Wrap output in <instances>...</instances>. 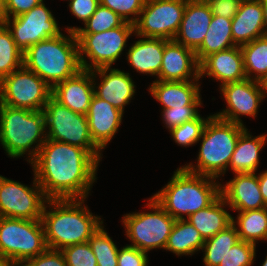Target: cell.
<instances>
[{"mask_svg": "<svg viewBox=\"0 0 267 266\" xmlns=\"http://www.w3.org/2000/svg\"><path fill=\"white\" fill-rule=\"evenodd\" d=\"M30 163L48 199H86L99 165L86 149L50 139Z\"/></svg>", "mask_w": 267, "mask_h": 266, "instance_id": "6da1fadb", "label": "cell"}, {"mask_svg": "<svg viewBox=\"0 0 267 266\" xmlns=\"http://www.w3.org/2000/svg\"><path fill=\"white\" fill-rule=\"evenodd\" d=\"M85 200H47L41 221L48 248L62 250L70 245L86 243L103 224L100 216L93 215L88 207L83 205Z\"/></svg>", "mask_w": 267, "mask_h": 266, "instance_id": "7a4b0ae2", "label": "cell"}, {"mask_svg": "<svg viewBox=\"0 0 267 266\" xmlns=\"http://www.w3.org/2000/svg\"><path fill=\"white\" fill-rule=\"evenodd\" d=\"M172 176L152 198L175 220L207 208L220 196L221 183L215 178L189 172L183 166Z\"/></svg>", "mask_w": 267, "mask_h": 266, "instance_id": "3957f363", "label": "cell"}, {"mask_svg": "<svg viewBox=\"0 0 267 266\" xmlns=\"http://www.w3.org/2000/svg\"><path fill=\"white\" fill-rule=\"evenodd\" d=\"M67 34L44 39L23 53V66L37 74L51 88L82 70L76 34L70 31Z\"/></svg>", "mask_w": 267, "mask_h": 266, "instance_id": "277c9868", "label": "cell"}, {"mask_svg": "<svg viewBox=\"0 0 267 266\" xmlns=\"http://www.w3.org/2000/svg\"><path fill=\"white\" fill-rule=\"evenodd\" d=\"M46 139L43 110L31 111L0 104V144L9 157L19 158L28 152L30 163Z\"/></svg>", "mask_w": 267, "mask_h": 266, "instance_id": "5b68a950", "label": "cell"}, {"mask_svg": "<svg viewBox=\"0 0 267 266\" xmlns=\"http://www.w3.org/2000/svg\"><path fill=\"white\" fill-rule=\"evenodd\" d=\"M245 125L226 121L212 115L203 130L197 165L183 167L189 172L217 179L228 170L231 156Z\"/></svg>", "mask_w": 267, "mask_h": 266, "instance_id": "8992f818", "label": "cell"}, {"mask_svg": "<svg viewBox=\"0 0 267 266\" xmlns=\"http://www.w3.org/2000/svg\"><path fill=\"white\" fill-rule=\"evenodd\" d=\"M47 248L41 220L0 217V258L20 263Z\"/></svg>", "mask_w": 267, "mask_h": 266, "instance_id": "52a82bcc", "label": "cell"}, {"mask_svg": "<svg viewBox=\"0 0 267 266\" xmlns=\"http://www.w3.org/2000/svg\"><path fill=\"white\" fill-rule=\"evenodd\" d=\"M147 207L152 212H133L123 215V225L130 246L141 251L165 249L175 219L168 214L154 198H149Z\"/></svg>", "mask_w": 267, "mask_h": 266, "instance_id": "ba28073f", "label": "cell"}, {"mask_svg": "<svg viewBox=\"0 0 267 266\" xmlns=\"http://www.w3.org/2000/svg\"><path fill=\"white\" fill-rule=\"evenodd\" d=\"M43 113L47 139L84 148L100 162L102 150L93 142L86 115L75 113L52 97L43 108Z\"/></svg>", "mask_w": 267, "mask_h": 266, "instance_id": "9c48e42d", "label": "cell"}, {"mask_svg": "<svg viewBox=\"0 0 267 266\" xmlns=\"http://www.w3.org/2000/svg\"><path fill=\"white\" fill-rule=\"evenodd\" d=\"M133 33H135L134 24L128 22L99 33H75L81 69L91 71L101 67H111L122 54L128 38Z\"/></svg>", "mask_w": 267, "mask_h": 266, "instance_id": "30bf717a", "label": "cell"}, {"mask_svg": "<svg viewBox=\"0 0 267 266\" xmlns=\"http://www.w3.org/2000/svg\"><path fill=\"white\" fill-rule=\"evenodd\" d=\"M51 94L52 88L24 66L0 80V104L9 107L43 110Z\"/></svg>", "mask_w": 267, "mask_h": 266, "instance_id": "8fae6325", "label": "cell"}, {"mask_svg": "<svg viewBox=\"0 0 267 266\" xmlns=\"http://www.w3.org/2000/svg\"><path fill=\"white\" fill-rule=\"evenodd\" d=\"M187 0H145L134 24L135 36L173 40L179 30Z\"/></svg>", "mask_w": 267, "mask_h": 266, "instance_id": "7c38bea8", "label": "cell"}, {"mask_svg": "<svg viewBox=\"0 0 267 266\" xmlns=\"http://www.w3.org/2000/svg\"><path fill=\"white\" fill-rule=\"evenodd\" d=\"M47 200L35 176L29 187L0 175V217L41 220Z\"/></svg>", "mask_w": 267, "mask_h": 266, "instance_id": "4fadbf2b", "label": "cell"}, {"mask_svg": "<svg viewBox=\"0 0 267 266\" xmlns=\"http://www.w3.org/2000/svg\"><path fill=\"white\" fill-rule=\"evenodd\" d=\"M1 22L8 28L17 47L23 53L30 46L62 33L53 14L43 1L27 13L12 19L3 18Z\"/></svg>", "mask_w": 267, "mask_h": 266, "instance_id": "5bb4252c", "label": "cell"}, {"mask_svg": "<svg viewBox=\"0 0 267 266\" xmlns=\"http://www.w3.org/2000/svg\"><path fill=\"white\" fill-rule=\"evenodd\" d=\"M220 91L227 103V108L213 115L240 125H243L241 115L253 118L257 116L259 103L263 101L258 81L245 79L240 82H229L220 85Z\"/></svg>", "mask_w": 267, "mask_h": 266, "instance_id": "9a60e30c", "label": "cell"}, {"mask_svg": "<svg viewBox=\"0 0 267 266\" xmlns=\"http://www.w3.org/2000/svg\"><path fill=\"white\" fill-rule=\"evenodd\" d=\"M159 81L199 80V62L196 53L184 45L168 40L164 46Z\"/></svg>", "mask_w": 267, "mask_h": 266, "instance_id": "2e32d148", "label": "cell"}, {"mask_svg": "<svg viewBox=\"0 0 267 266\" xmlns=\"http://www.w3.org/2000/svg\"><path fill=\"white\" fill-rule=\"evenodd\" d=\"M92 71L95 95L109 102L124 113V108L135 95V85L130 74L111 67H101ZM100 84L96 86V77Z\"/></svg>", "mask_w": 267, "mask_h": 266, "instance_id": "e0dca14e", "label": "cell"}, {"mask_svg": "<svg viewBox=\"0 0 267 266\" xmlns=\"http://www.w3.org/2000/svg\"><path fill=\"white\" fill-rule=\"evenodd\" d=\"M257 173H236L225 185H220V195L233 211L243 212L267 207L260 192Z\"/></svg>", "mask_w": 267, "mask_h": 266, "instance_id": "ac0fdd59", "label": "cell"}, {"mask_svg": "<svg viewBox=\"0 0 267 266\" xmlns=\"http://www.w3.org/2000/svg\"><path fill=\"white\" fill-rule=\"evenodd\" d=\"M94 95L92 71L82 69L75 76L54 85L51 97L75 113L86 115Z\"/></svg>", "mask_w": 267, "mask_h": 266, "instance_id": "d6986e66", "label": "cell"}, {"mask_svg": "<svg viewBox=\"0 0 267 266\" xmlns=\"http://www.w3.org/2000/svg\"><path fill=\"white\" fill-rule=\"evenodd\" d=\"M206 75L212 77V80L221 81V85L247 79L240 46H234L205 57L199 63V76L201 78Z\"/></svg>", "mask_w": 267, "mask_h": 266, "instance_id": "ffe728a7", "label": "cell"}, {"mask_svg": "<svg viewBox=\"0 0 267 266\" xmlns=\"http://www.w3.org/2000/svg\"><path fill=\"white\" fill-rule=\"evenodd\" d=\"M213 14L205 0H187L174 40L194 52L201 46Z\"/></svg>", "mask_w": 267, "mask_h": 266, "instance_id": "44dd1931", "label": "cell"}, {"mask_svg": "<svg viewBox=\"0 0 267 266\" xmlns=\"http://www.w3.org/2000/svg\"><path fill=\"white\" fill-rule=\"evenodd\" d=\"M123 114L109 102L93 96L86 117L93 142L101 150L105 149L115 136L122 123Z\"/></svg>", "mask_w": 267, "mask_h": 266, "instance_id": "7402d4cb", "label": "cell"}, {"mask_svg": "<svg viewBox=\"0 0 267 266\" xmlns=\"http://www.w3.org/2000/svg\"><path fill=\"white\" fill-rule=\"evenodd\" d=\"M233 42L242 46L265 35L263 8L260 0H242L232 19Z\"/></svg>", "mask_w": 267, "mask_h": 266, "instance_id": "603a6c76", "label": "cell"}, {"mask_svg": "<svg viewBox=\"0 0 267 266\" xmlns=\"http://www.w3.org/2000/svg\"><path fill=\"white\" fill-rule=\"evenodd\" d=\"M199 80L159 81L155 80L148 90L163 109L183 108L191 105L200 95Z\"/></svg>", "mask_w": 267, "mask_h": 266, "instance_id": "cb8c5ba5", "label": "cell"}, {"mask_svg": "<svg viewBox=\"0 0 267 266\" xmlns=\"http://www.w3.org/2000/svg\"><path fill=\"white\" fill-rule=\"evenodd\" d=\"M168 40L162 38L142 37L127 52L129 64L137 72L159 76L164 46Z\"/></svg>", "mask_w": 267, "mask_h": 266, "instance_id": "d4e9b609", "label": "cell"}, {"mask_svg": "<svg viewBox=\"0 0 267 266\" xmlns=\"http://www.w3.org/2000/svg\"><path fill=\"white\" fill-rule=\"evenodd\" d=\"M245 128L237 141L229 167L233 173H256L259 165V154L267 142V135H259L253 138Z\"/></svg>", "mask_w": 267, "mask_h": 266, "instance_id": "484cf974", "label": "cell"}, {"mask_svg": "<svg viewBox=\"0 0 267 266\" xmlns=\"http://www.w3.org/2000/svg\"><path fill=\"white\" fill-rule=\"evenodd\" d=\"M225 206L228 205L220 195L207 208L192 213L185 219L200 232L204 240H207L232 223V215L224 209Z\"/></svg>", "mask_w": 267, "mask_h": 266, "instance_id": "4316f807", "label": "cell"}, {"mask_svg": "<svg viewBox=\"0 0 267 266\" xmlns=\"http://www.w3.org/2000/svg\"><path fill=\"white\" fill-rule=\"evenodd\" d=\"M232 19L213 15L201 46L195 51L200 63L208 55L236 46L231 31Z\"/></svg>", "mask_w": 267, "mask_h": 266, "instance_id": "83f0119b", "label": "cell"}, {"mask_svg": "<svg viewBox=\"0 0 267 266\" xmlns=\"http://www.w3.org/2000/svg\"><path fill=\"white\" fill-rule=\"evenodd\" d=\"M205 240L200 232L186 219L176 220L164 250L177 256L193 255L202 250Z\"/></svg>", "mask_w": 267, "mask_h": 266, "instance_id": "f1b7e54d", "label": "cell"}, {"mask_svg": "<svg viewBox=\"0 0 267 266\" xmlns=\"http://www.w3.org/2000/svg\"><path fill=\"white\" fill-rule=\"evenodd\" d=\"M236 219L232 217V224L235 225L239 240L255 245L258 240H267V207L239 212Z\"/></svg>", "mask_w": 267, "mask_h": 266, "instance_id": "f546056e", "label": "cell"}, {"mask_svg": "<svg viewBox=\"0 0 267 266\" xmlns=\"http://www.w3.org/2000/svg\"><path fill=\"white\" fill-rule=\"evenodd\" d=\"M240 48L247 79L259 81L267 74V35L242 45Z\"/></svg>", "mask_w": 267, "mask_h": 266, "instance_id": "4dcf8cb0", "label": "cell"}, {"mask_svg": "<svg viewBox=\"0 0 267 266\" xmlns=\"http://www.w3.org/2000/svg\"><path fill=\"white\" fill-rule=\"evenodd\" d=\"M239 241L238 233L234 224H230L224 230L205 240L202 251L204 266H218L224 261L231 247Z\"/></svg>", "mask_w": 267, "mask_h": 266, "instance_id": "1f68e13d", "label": "cell"}, {"mask_svg": "<svg viewBox=\"0 0 267 266\" xmlns=\"http://www.w3.org/2000/svg\"><path fill=\"white\" fill-rule=\"evenodd\" d=\"M23 66V52L0 21V80Z\"/></svg>", "mask_w": 267, "mask_h": 266, "instance_id": "d6a6232c", "label": "cell"}, {"mask_svg": "<svg viewBox=\"0 0 267 266\" xmlns=\"http://www.w3.org/2000/svg\"><path fill=\"white\" fill-rule=\"evenodd\" d=\"M125 21L111 9L99 5L93 15L84 23V28L67 27L74 33H99L121 26Z\"/></svg>", "mask_w": 267, "mask_h": 266, "instance_id": "836d02e7", "label": "cell"}, {"mask_svg": "<svg viewBox=\"0 0 267 266\" xmlns=\"http://www.w3.org/2000/svg\"><path fill=\"white\" fill-rule=\"evenodd\" d=\"M88 243L96 257L98 266H118L119 249L104 230L103 225L92 235Z\"/></svg>", "mask_w": 267, "mask_h": 266, "instance_id": "e575fe53", "label": "cell"}, {"mask_svg": "<svg viewBox=\"0 0 267 266\" xmlns=\"http://www.w3.org/2000/svg\"><path fill=\"white\" fill-rule=\"evenodd\" d=\"M203 118L200 114L193 120L184 122L183 124L171 129L169 132L175 143L180 146L187 147L200 141L204 127L211 117Z\"/></svg>", "mask_w": 267, "mask_h": 266, "instance_id": "d590c367", "label": "cell"}, {"mask_svg": "<svg viewBox=\"0 0 267 266\" xmlns=\"http://www.w3.org/2000/svg\"><path fill=\"white\" fill-rule=\"evenodd\" d=\"M256 245L239 240L228 251L218 266H252L256 256Z\"/></svg>", "mask_w": 267, "mask_h": 266, "instance_id": "8d00e7d4", "label": "cell"}, {"mask_svg": "<svg viewBox=\"0 0 267 266\" xmlns=\"http://www.w3.org/2000/svg\"><path fill=\"white\" fill-rule=\"evenodd\" d=\"M201 97L199 96L191 105L183 108L162 109V120L169 131L184 122L195 119L198 115V106H201Z\"/></svg>", "mask_w": 267, "mask_h": 266, "instance_id": "74e56055", "label": "cell"}, {"mask_svg": "<svg viewBox=\"0 0 267 266\" xmlns=\"http://www.w3.org/2000/svg\"><path fill=\"white\" fill-rule=\"evenodd\" d=\"M100 5L111 9L125 22L135 24L143 9L145 0H99ZM131 15V16H130ZM134 15V17H132Z\"/></svg>", "mask_w": 267, "mask_h": 266, "instance_id": "f35d334b", "label": "cell"}, {"mask_svg": "<svg viewBox=\"0 0 267 266\" xmlns=\"http://www.w3.org/2000/svg\"><path fill=\"white\" fill-rule=\"evenodd\" d=\"M61 251L67 266H98L96 257L88 242L70 245Z\"/></svg>", "mask_w": 267, "mask_h": 266, "instance_id": "ab89813d", "label": "cell"}, {"mask_svg": "<svg viewBox=\"0 0 267 266\" xmlns=\"http://www.w3.org/2000/svg\"><path fill=\"white\" fill-rule=\"evenodd\" d=\"M24 263V264H23ZM19 266H67L61 250L47 248L42 254L18 263Z\"/></svg>", "mask_w": 267, "mask_h": 266, "instance_id": "60d3db41", "label": "cell"}, {"mask_svg": "<svg viewBox=\"0 0 267 266\" xmlns=\"http://www.w3.org/2000/svg\"><path fill=\"white\" fill-rule=\"evenodd\" d=\"M147 252L136 247L126 245L119 249L118 266H148Z\"/></svg>", "mask_w": 267, "mask_h": 266, "instance_id": "b9f144b4", "label": "cell"}, {"mask_svg": "<svg viewBox=\"0 0 267 266\" xmlns=\"http://www.w3.org/2000/svg\"><path fill=\"white\" fill-rule=\"evenodd\" d=\"M213 15L233 19L242 0H205Z\"/></svg>", "mask_w": 267, "mask_h": 266, "instance_id": "7bdbcfd3", "label": "cell"}, {"mask_svg": "<svg viewBox=\"0 0 267 266\" xmlns=\"http://www.w3.org/2000/svg\"><path fill=\"white\" fill-rule=\"evenodd\" d=\"M70 12L84 23L93 15L100 5L99 0H69Z\"/></svg>", "mask_w": 267, "mask_h": 266, "instance_id": "ee69618b", "label": "cell"}, {"mask_svg": "<svg viewBox=\"0 0 267 266\" xmlns=\"http://www.w3.org/2000/svg\"><path fill=\"white\" fill-rule=\"evenodd\" d=\"M43 0H6L4 18H13L30 11Z\"/></svg>", "mask_w": 267, "mask_h": 266, "instance_id": "f6af8a7d", "label": "cell"}, {"mask_svg": "<svg viewBox=\"0 0 267 266\" xmlns=\"http://www.w3.org/2000/svg\"><path fill=\"white\" fill-rule=\"evenodd\" d=\"M258 181L260 192L262 194L265 204L267 205V170L258 174Z\"/></svg>", "mask_w": 267, "mask_h": 266, "instance_id": "bcb514c9", "label": "cell"}, {"mask_svg": "<svg viewBox=\"0 0 267 266\" xmlns=\"http://www.w3.org/2000/svg\"><path fill=\"white\" fill-rule=\"evenodd\" d=\"M263 98L267 95V74L258 81Z\"/></svg>", "mask_w": 267, "mask_h": 266, "instance_id": "7dc6e473", "label": "cell"}, {"mask_svg": "<svg viewBox=\"0 0 267 266\" xmlns=\"http://www.w3.org/2000/svg\"><path fill=\"white\" fill-rule=\"evenodd\" d=\"M263 8L265 35H267V0H260Z\"/></svg>", "mask_w": 267, "mask_h": 266, "instance_id": "c3c4849f", "label": "cell"}, {"mask_svg": "<svg viewBox=\"0 0 267 266\" xmlns=\"http://www.w3.org/2000/svg\"><path fill=\"white\" fill-rule=\"evenodd\" d=\"M0 266H19L18 263L13 262L12 260L0 258Z\"/></svg>", "mask_w": 267, "mask_h": 266, "instance_id": "681fc988", "label": "cell"}, {"mask_svg": "<svg viewBox=\"0 0 267 266\" xmlns=\"http://www.w3.org/2000/svg\"><path fill=\"white\" fill-rule=\"evenodd\" d=\"M6 0H0V21L4 18Z\"/></svg>", "mask_w": 267, "mask_h": 266, "instance_id": "f907efd6", "label": "cell"}, {"mask_svg": "<svg viewBox=\"0 0 267 266\" xmlns=\"http://www.w3.org/2000/svg\"><path fill=\"white\" fill-rule=\"evenodd\" d=\"M261 266H267V256H266L265 261L262 263Z\"/></svg>", "mask_w": 267, "mask_h": 266, "instance_id": "816d5d0a", "label": "cell"}]
</instances>
